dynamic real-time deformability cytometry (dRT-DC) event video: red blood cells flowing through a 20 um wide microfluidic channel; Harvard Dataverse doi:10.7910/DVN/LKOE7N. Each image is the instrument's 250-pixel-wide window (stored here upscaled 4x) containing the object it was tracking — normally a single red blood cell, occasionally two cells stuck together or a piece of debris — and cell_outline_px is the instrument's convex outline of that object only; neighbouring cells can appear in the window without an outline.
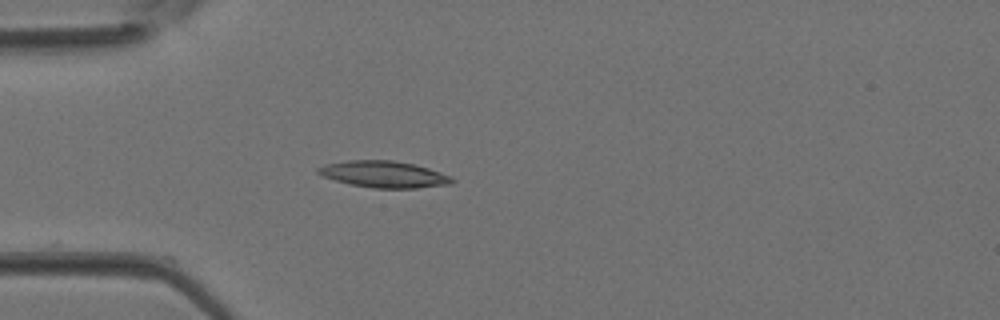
{"species": "Egyptian fruit bat (a non-hibernating species)", "species_latin": "Rousettus aegyptiacus", "temperature_condition": "room temperature", "stored_images_in_passage": 4, "camera_frame_rate_fps": 3000, "um_per_image_px": 0.085, "animal": {"sex": "female"}, "frame": {"image": 1, "passage_image": 4, "time_ms": 1.0, "image_size_px": [1000, 320], "cell_outline_px": [[456, 180], [452, 184], [416, 188], [372, 188], [348, 184], [320, 176], [316, 172], [316, 168], [324, 164], [348, 160], [392, 160], [412, 164], [428, 168], [452, 176]], "centroid_in_image_um": [32.6, 14.82], "position_along_channel_um": 52.4, "area_um2": 20.98}}